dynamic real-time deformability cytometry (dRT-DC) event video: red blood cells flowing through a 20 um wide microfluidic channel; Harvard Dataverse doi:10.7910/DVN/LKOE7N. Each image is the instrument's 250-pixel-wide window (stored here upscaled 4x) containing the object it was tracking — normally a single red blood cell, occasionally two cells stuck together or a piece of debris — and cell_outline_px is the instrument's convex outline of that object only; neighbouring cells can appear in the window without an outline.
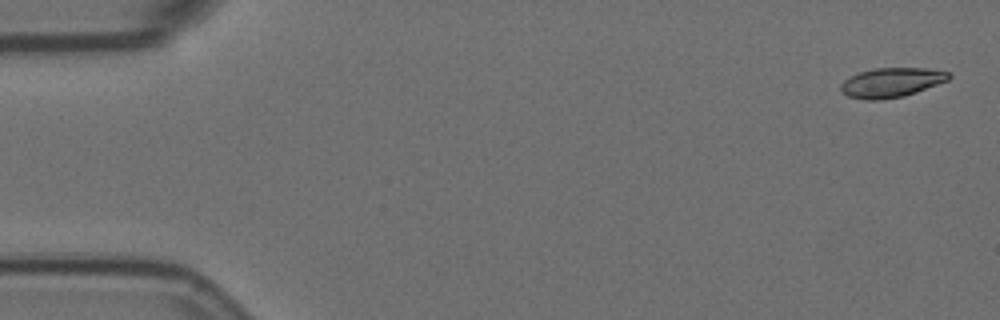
{"species": "Egyptian fruit bat (a non-hibernating species)", "species_latin": "Rousettus aegyptiacus", "temperature_condition": "room temperature", "stored_images_in_passage": 5, "camera_frame_rate_fps": 3000, "um_per_image_px": 0.085, "animal": {"sex": "female"}, "frame": {"image": 1, "passage_image": 1, "time_ms": 0.0, "image_size_px": [1000, 320], "cell_outline_px": [[952, 76], [948, 80], [916, 92], [904, 96], [880, 100], [864, 100], [848, 96], [840, 92], [840, 84], [844, 80], [860, 72], [872, 68], [924, 68], [948, 72]], "centroid_in_image_um": [75.73, 7.02], "position_along_channel_um": 9.3, "area_um2": 18.55}}
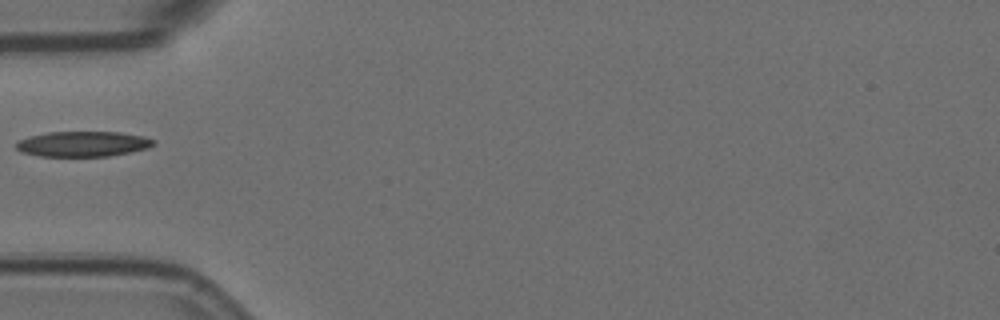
{"frame": {"image": 2, "passage_image": 5, "time_ms": 1.333, "image_size_px": [1000, 320], "cell_outline_px": [[156, 144], [148, 148], [108, 156], [40, 156], [20, 152], [16, 148], [16, 144], [20, 140], [28, 136], [48, 132], [120, 132], [144, 136], [156, 140]], "centroid_in_image_um": [7.06, 12.23], "position_along_channel_um": 77.9, "area_um2": 20.29}}